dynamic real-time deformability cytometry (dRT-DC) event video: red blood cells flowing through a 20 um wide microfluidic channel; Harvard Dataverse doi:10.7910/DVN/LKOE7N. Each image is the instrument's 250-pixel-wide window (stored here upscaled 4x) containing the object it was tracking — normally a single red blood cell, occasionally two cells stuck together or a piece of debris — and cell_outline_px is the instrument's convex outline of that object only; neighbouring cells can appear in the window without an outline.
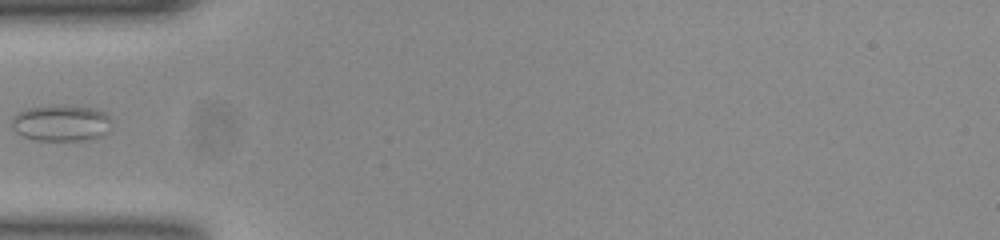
{"species": "common noctule bat (a hibernating species)", "species_latin": "Nyctalus noctula", "temperature_condition": "room temperature", "stored_images_in_passage": 38, "camera_frame_rate_fps": 3000, "um_per_image_px": 0.085, "animal": {"sex": "female", "body_mass_g": 23.0, "forearm_length_mm": 53.4}, "frame": {"image": 1, "passage_image": 1, "time_ms": 0.0, "image_size_px": [1000, 240], "cell_outline_px": [[112, 120], [108, 132], [100, 136], [84, 140], [36, 140], [24, 136], [16, 132], [12, 128], [12, 116], [28, 108], [64, 104], [92, 108], [104, 112]], "centroid_in_image_um": [5.21, 10.45], "position_along_channel_um": 79.8, "area_um2": 21.15}}
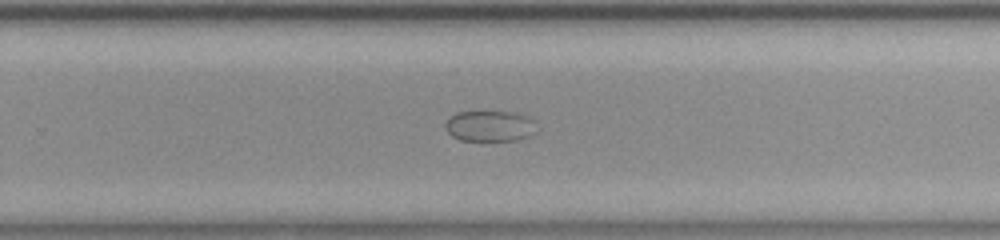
{"frame": {"image": 2, "passage_image": 18, "time_ms": 5.667, "image_size_px": [1000, 240], "cell_outline_px": [[540, 128], [536, 132], [528, 136], [516, 140], [460, 140], [452, 136], [444, 128], [444, 124], [456, 112], [516, 112], [528, 116], [536, 120]], "centroid_in_image_um": [41.71, 10.71], "position_along_channel_um": 288.1, "area_um2": 16.65}}
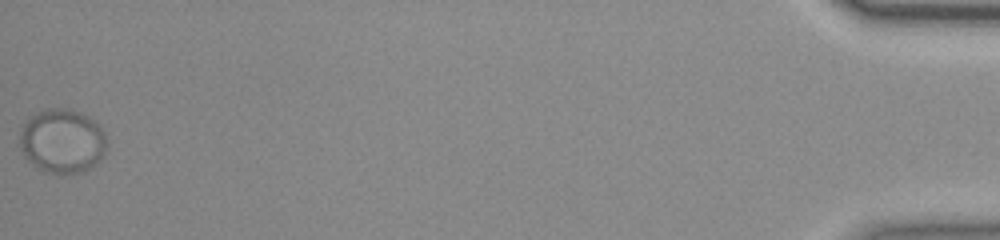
{"frame": {"image": 3, "passage_image": 38, "time_ms": 12.333, "image_size_px": [1000, 240], "cell_outline_px": [[104, 152], [100, 160], [84, 172], [60, 176], [44, 172], [36, 168], [24, 156], [20, 148], [20, 132], [28, 116], [48, 108], [68, 108], [80, 112], [88, 116], [104, 132]], "centroid_in_image_um": [5.24, 12.02], "position_along_channel_um": 430.0, "area_um2": 32.83}}